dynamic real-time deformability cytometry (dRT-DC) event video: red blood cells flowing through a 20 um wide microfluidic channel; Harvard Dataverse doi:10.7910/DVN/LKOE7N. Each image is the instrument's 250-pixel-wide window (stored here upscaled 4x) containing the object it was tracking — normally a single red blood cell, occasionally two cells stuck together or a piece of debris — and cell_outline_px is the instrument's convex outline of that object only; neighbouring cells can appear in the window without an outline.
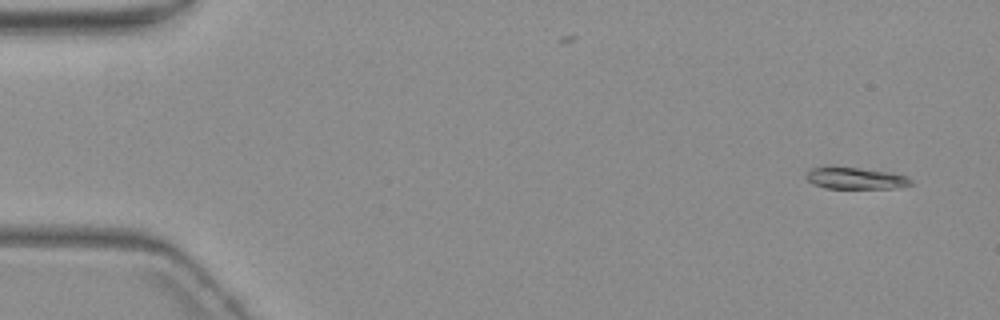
{"species": "common noctule bat (a hibernating species)", "species_latin": "Nyctalus noctula", "temperature_condition": "warm", "stored_images_in_passage": 5, "camera_frame_rate_fps": 3000, "um_per_image_px": 0.085, "animal": {"sex": "female", "body_mass_g": 19.3, "forearm_length_mm": 54.1}, "frame": {"image": 1, "passage_image": 1, "time_ms": 0.0, "image_size_px": [1000, 320], "cell_outline_px": [[912, 184], [896, 188], [824, 188], [812, 184], [804, 176], [812, 168], [856, 168], [892, 172], [908, 176], [912, 180]], "centroid_in_image_um": [72.77, 15.17], "position_along_channel_um": 12.2, "area_um2": 13.01}}
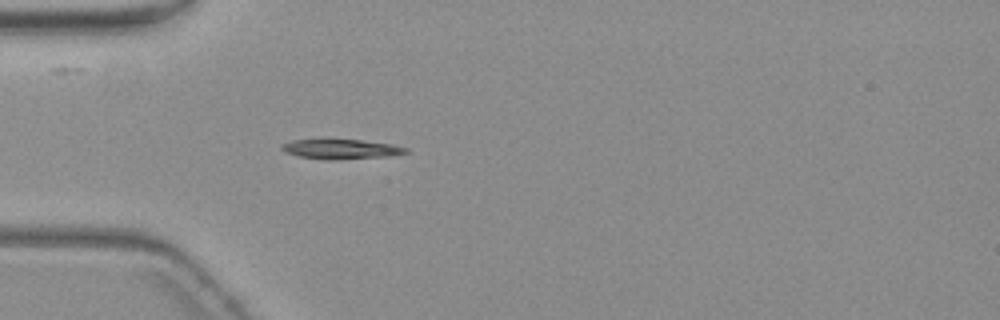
{"frame": {"image": 2, "passage_image": 5, "time_ms": 4.667, "image_size_px": [1000, 320], "cell_outline_px": [[408, 152], [388, 156], [336, 160], [328, 160], [300, 156], [284, 152], [280, 148], [280, 144], [292, 140], [360, 140], [392, 144], [408, 148]], "centroid_in_image_um": [28.97, 12.68], "position_along_channel_um": 56.0, "area_um2": 14.16}}